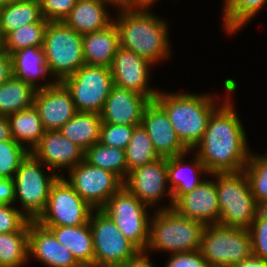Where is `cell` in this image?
<instances>
[{"instance_id":"cell-1","label":"cell","mask_w":267,"mask_h":267,"mask_svg":"<svg viewBox=\"0 0 267 267\" xmlns=\"http://www.w3.org/2000/svg\"><path fill=\"white\" fill-rule=\"evenodd\" d=\"M232 100L229 95L213 111L203 138L192 150L210 174L243 171L252 151Z\"/></svg>"},{"instance_id":"cell-2","label":"cell","mask_w":267,"mask_h":267,"mask_svg":"<svg viewBox=\"0 0 267 267\" xmlns=\"http://www.w3.org/2000/svg\"><path fill=\"white\" fill-rule=\"evenodd\" d=\"M223 84L226 95L222 101L217 93L207 92L197 94L159 90L156 95L154 100L165 110L178 138L189 151L203 138L213 111L238 89V83L233 78H225Z\"/></svg>"},{"instance_id":"cell-3","label":"cell","mask_w":267,"mask_h":267,"mask_svg":"<svg viewBox=\"0 0 267 267\" xmlns=\"http://www.w3.org/2000/svg\"><path fill=\"white\" fill-rule=\"evenodd\" d=\"M116 11L113 22L122 48L133 51L155 66L171 58L169 22L152 10L116 8Z\"/></svg>"},{"instance_id":"cell-4","label":"cell","mask_w":267,"mask_h":267,"mask_svg":"<svg viewBox=\"0 0 267 267\" xmlns=\"http://www.w3.org/2000/svg\"><path fill=\"white\" fill-rule=\"evenodd\" d=\"M147 254H176L200 249L205 225L180 215L174 208L152 211Z\"/></svg>"},{"instance_id":"cell-5","label":"cell","mask_w":267,"mask_h":267,"mask_svg":"<svg viewBox=\"0 0 267 267\" xmlns=\"http://www.w3.org/2000/svg\"><path fill=\"white\" fill-rule=\"evenodd\" d=\"M217 188L219 224L249 229L261 209L253 197L244 171L211 173Z\"/></svg>"},{"instance_id":"cell-6","label":"cell","mask_w":267,"mask_h":267,"mask_svg":"<svg viewBox=\"0 0 267 267\" xmlns=\"http://www.w3.org/2000/svg\"><path fill=\"white\" fill-rule=\"evenodd\" d=\"M58 177L54 171L29 153L13 177L15 184L14 205L19 203L20 207L16 206L21 212L30 221H36L45 210L50 188Z\"/></svg>"},{"instance_id":"cell-7","label":"cell","mask_w":267,"mask_h":267,"mask_svg":"<svg viewBox=\"0 0 267 267\" xmlns=\"http://www.w3.org/2000/svg\"><path fill=\"white\" fill-rule=\"evenodd\" d=\"M42 48L55 82H62L85 65L82 35L64 22H48Z\"/></svg>"},{"instance_id":"cell-8","label":"cell","mask_w":267,"mask_h":267,"mask_svg":"<svg viewBox=\"0 0 267 267\" xmlns=\"http://www.w3.org/2000/svg\"><path fill=\"white\" fill-rule=\"evenodd\" d=\"M199 251L208 267H232L253 254L250 232L220 224L206 225Z\"/></svg>"},{"instance_id":"cell-9","label":"cell","mask_w":267,"mask_h":267,"mask_svg":"<svg viewBox=\"0 0 267 267\" xmlns=\"http://www.w3.org/2000/svg\"><path fill=\"white\" fill-rule=\"evenodd\" d=\"M149 209L151 210L124 186L101 208L140 251H145L149 243Z\"/></svg>"},{"instance_id":"cell-10","label":"cell","mask_w":267,"mask_h":267,"mask_svg":"<svg viewBox=\"0 0 267 267\" xmlns=\"http://www.w3.org/2000/svg\"><path fill=\"white\" fill-rule=\"evenodd\" d=\"M89 224L93 236L94 267H122L140 252L101 209L91 212Z\"/></svg>"},{"instance_id":"cell-11","label":"cell","mask_w":267,"mask_h":267,"mask_svg":"<svg viewBox=\"0 0 267 267\" xmlns=\"http://www.w3.org/2000/svg\"><path fill=\"white\" fill-rule=\"evenodd\" d=\"M62 83L71 92L77 112L100 114L114 85L110 68L103 66H81Z\"/></svg>"},{"instance_id":"cell-12","label":"cell","mask_w":267,"mask_h":267,"mask_svg":"<svg viewBox=\"0 0 267 267\" xmlns=\"http://www.w3.org/2000/svg\"><path fill=\"white\" fill-rule=\"evenodd\" d=\"M94 210L63 176L52 184L45 210L36 220L42 226H78L89 222Z\"/></svg>"},{"instance_id":"cell-13","label":"cell","mask_w":267,"mask_h":267,"mask_svg":"<svg viewBox=\"0 0 267 267\" xmlns=\"http://www.w3.org/2000/svg\"><path fill=\"white\" fill-rule=\"evenodd\" d=\"M123 186L143 204L155 211L173 208L172 192L167 178V158L160 157L152 163L131 170ZM165 197L168 199L166 200L168 205L164 203Z\"/></svg>"},{"instance_id":"cell-14","label":"cell","mask_w":267,"mask_h":267,"mask_svg":"<svg viewBox=\"0 0 267 267\" xmlns=\"http://www.w3.org/2000/svg\"><path fill=\"white\" fill-rule=\"evenodd\" d=\"M66 175L63 176L66 181L94 209H101L123 187V181L117 175L85 160L71 168Z\"/></svg>"},{"instance_id":"cell-15","label":"cell","mask_w":267,"mask_h":267,"mask_svg":"<svg viewBox=\"0 0 267 267\" xmlns=\"http://www.w3.org/2000/svg\"><path fill=\"white\" fill-rule=\"evenodd\" d=\"M154 67L155 65L147 59L120 46L114 55L110 70L114 85L144 95L152 101L159 92V88H151L149 83Z\"/></svg>"},{"instance_id":"cell-16","label":"cell","mask_w":267,"mask_h":267,"mask_svg":"<svg viewBox=\"0 0 267 267\" xmlns=\"http://www.w3.org/2000/svg\"><path fill=\"white\" fill-rule=\"evenodd\" d=\"M30 153L58 176H64L65 172L84 160L85 151L59 130H48Z\"/></svg>"},{"instance_id":"cell-17","label":"cell","mask_w":267,"mask_h":267,"mask_svg":"<svg viewBox=\"0 0 267 267\" xmlns=\"http://www.w3.org/2000/svg\"><path fill=\"white\" fill-rule=\"evenodd\" d=\"M33 106L45 131L59 130L77 113L71 92L62 82L37 90Z\"/></svg>"},{"instance_id":"cell-18","label":"cell","mask_w":267,"mask_h":267,"mask_svg":"<svg viewBox=\"0 0 267 267\" xmlns=\"http://www.w3.org/2000/svg\"><path fill=\"white\" fill-rule=\"evenodd\" d=\"M173 208L180 215L199 221L205 226L219 224L220 209L213 177L207 176L194 190L183 194L174 203Z\"/></svg>"},{"instance_id":"cell-19","label":"cell","mask_w":267,"mask_h":267,"mask_svg":"<svg viewBox=\"0 0 267 267\" xmlns=\"http://www.w3.org/2000/svg\"><path fill=\"white\" fill-rule=\"evenodd\" d=\"M141 125L160 157L179 156L189 151L178 138L167 113L155 100L146 106Z\"/></svg>"},{"instance_id":"cell-20","label":"cell","mask_w":267,"mask_h":267,"mask_svg":"<svg viewBox=\"0 0 267 267\" xmlns=\"http://www.w3.org/2000/svg\"><path fill=\"white\" fill-rule=\"evenodd\" d=\"M28 254L30 260L34 258L46 267H82L72 252L37 221H29Z\"/></svg>"},{"instance_id":"cell-21","label":"cell","mask_w":267,"mask_h":267,"mask_svg":"<svg viewBox=\"0 0 267 267\" xmlns=\"http://www.w3.org/2000/svg\"><path fill=\"white\" fill-rule=\"evenodd\" d=\"M150 101L144 95L113 85L100 113L102 123L139 126Z\"/></svg>"},{"instance_id":"cell-22","label":"cell","mask_w":267,"mask_h":267,"mask_svg":"<svg viewBox=\"0 0 267 267\" xmlns=\"http://www.w3.org/2000/svg\"><path fill=\"white\" fill-rule=\"evenodd\" d=\"M191 153L193 156L190 155ZM189 155L192 160H185ZM207 176H210V173L192 151L167 158L168 186L172 192L173 204L183 194L194 190Z\"/></svg>"},{"instance_id":"cell-23","label":"cell","mask_w":267,"mask_h":267,"mask_svg":"<svg viewBox=\"0 0 267 267\" xmlns=\"http://www.w3.org/2000/svg\"><path fill=\"white\" fill-rule=\"evenodd\" d=\"M10 57L12 75L30 84L36 90L50 87L55 83L49 74L42 46H31L17 50L10 54Z\"/></svg>"},{"instance_id":"cell-24","label":"cell","mask_w":267,"mask_h":267,"mask_svg":"<svg viewBox=\"0 0 267 267\" xmlns=\"http://www.w3.org/2000/svg\"><path fill=\"white\" fill-rule=\"evenodd\" d=\"M116 6L109 0H77L75 7L63 21L80 35L97 32L113 23L110 8Z\"/></svg>"},{"instance_id":"cell-25","label":"cell","mask_w":267,"mask_h":267,"mask_svg":"<svg viewBox=\"0 0 267 267\" xmlns=\"http://www.w3.org/2000/svg\"><path fill=\"white\" fill-rule=\"evenodd\" d=\"M85 65L110 68L120 47L119 32L114 22L107 28L82 35Z\"/></svg>"},{"instance_id":"cell-26","label":"cell","mask_w":267,"mask_h":267,"mask_svg":"<svg viewBox=\"0 0 267 267\" xmlns=\"http://www.w3.org/2000/svg\"><path fill=\"white\" fill-rule=\"evenodd\" d=\"M70 250L82 267H94L93 236L89 222L78 226H44Z\"/></svg>"},{"instance_id":"cell-27","label":"cell","mask_w":267,"mask_h":267,"mask_svg":"<svg viewBox=\"0 0 267 267\" xmlns=\"http://www.w3.org/2000/svg\"><path fill=\"white\" fill-rule=\"evenodd\" d=\"M101 116L94 112H77L59 131L84 151L100 140Z\"/></svg>"},{"instance_id":"cell-28","label":"cell","mask_w":267,"mask_h":267,"mask_svg":"<svg viewBox=\"0 0 267 267\" xmlns=\"http://www.w3.org/2000/svg\"><path fill=\"white\" fill-rule=\"evenodd\" d=\"M222 3V27L228 36L241 32L267 6V0H223Z\"/></svg>"},{"instance_id":"cell-29","label":"cell","mask_w":267,"mask_h":267,"mask_svg":"<svg viewBox=\"0 0 267 267\" xmlns=\"http://www.w3.org/2000/svg\"><path fill=\"white\" fill-rule=\"evenodd\" d=\"M33 23H48L42 17L39 0H17L0 7V25L4 37L13 30Z\"/></svg>"},{"instance_id":"cell-30","label":"cell","mask_w":267,"mask_h":267,"mask_svg":"<svg viewBox=\"0 0 267 267\" xmlns=\"http://www.w3.org/2000/svg\"><path fill=\"white\" fill-rule=\"evenodd\" d=\"M8 119L12 138L31 152L45 132L37 110L32 106L9 115Z\"/></svg>"},{"instance_id":"cell-31","label":"cell","mask_w":267,"mask_h":267,"mask_svg":"<svg viewBox=\"0 0 267 267\" xmlns=\"http://www.w3.org/2000/svg\"><path fill=\"white\" fill-rule=\"evenodd\" d=\"M36 91L30 84L12 75L0 85V115L9 116L32 107Z\"/></svg>"},{"instance_id":"cell-32","label":"cell","mask_w":267,"mask_h":267,"mask_svg":"<svg viewBox=\"0 0 267 267\" xmlns=\"http://www.w3.org/2000/svg\"><path fill=\"white\" fill-rule=\"evenodd\" d=\"M84 160L93 166L114 173L123 182L127 177L126 154L123 149L98 142L85 150Z\"/></svg>"},{"instance_id":"cell-33","label":"cell","mask_w":267,"mask_h":267,"mask_svg":"<svg viewBox=\"0 0 267 267\" xmlns=\"http://www.w3.org/2000/svg\"><path fill=\"white\" fill-rule=\"evenodd\" d=\"M28 262V231L0 234V267H24Z\"/></svg>"},{"instance_id":"cell-34","label":"cell","mask_w":267,"mask_h":267,"mask_svg":"<svg viewBox=\"0 0 267 267\" xmlns=\"http://www.w3.org/2000/svg\"><path fill=\"white\" fill-rule=\"evenodd\" d=\"M125 154L127 175L131 170L152 163L160 158L154 149L149 135L142 125L134 128L130 142L125 148Z\"/></svg>"},{"instance_id":"cell-35","label":"cell","mask_w":267,"mask_h":267,"mask_svg":"<svg viewBox=\"0 0 267 267\" xmlns=\"http://www.w3.org/2000/svg\"><path fill=\"white\" fill-rule=\"evenodd\" d=\"M243 171L248 177L256 204L261 209H267V154L251 151Z\"/></svg>"},{"instance_id":"cell-36","label":"cell","mask_w":267,"mask_h":267,"mask_svg":"<svg viewBox=\"0 0 267 267\" xmlns=\"http://www.w3.org/2000/svg\"><path fill=\"white\" fill-rule=\"evenodd\" d=\"M48 23H33L9 32L4 37L2 50L9 55L31 46H43Z\"/></svg>"},{"instance_id":"cell-37","label":"cell","mask_w":267,"mask_h":267,"mask_svg":"<svg viewBox=\"0 0 267 267\" xmlns=\"http://www.w3.org/2000/svg\"><path fill=\"white\" fill-rule=\"evenodd\" d=\"M29 151L13 138L0 142V178L13 179Z\"/></svg>"},{"instance_id":"cell-38","label":"cell","mask_w":267,"mask_h":267,"mask_svg":"<svg viewBox=\"0 0 267 267\" xmlns=\"http://www.w3.org/2000/svg\"><path fill=\"white\" fill-rule=\"evenodd\" d=\"M135 127L132 125L102 123L99 142L103 145L125 150Z\"/></svg>"},{"instance_id":"cell-39","label":"cell","mask_w":267,"mask_h":267,"mask_svg":"<svg viewBox=\"0 0 267 267\" xmlns=\"http://www.w3.org/2000/svg\"><path fill=\"white\" fill-rule=\"evenodd\" d=\"M252 239V253L267 260V209H260L248 229Z\"/></svg>"},{"instance_id":"cell-40","label":"cell","mask_w":267,"mask_h":267,"mask_svg":"<svg viewBox=\"0 0 267 267\" xmlns=\"http://www.w3.org/2000/svg\"><path fill=\"white\" fill-rule=\"evenodd\" d=\"M29 221L16 205L0 204V234L28 231Z\"/></svg>"},{"instance_id":"cell-41","label":"cell","mask_w":267,"mask_h":267,"mask_svg":"<svg viewBox=\"0 0 267 267\" xmlns=\"http://www.w3.org/2000/svg\"><path fill=\"white\" fill-rule=\"evenodd\" d=\"M42 17L48 22H63L77 0H39Z\"/></svg>"},{"instance_id":"cell-42","label":"cell","mask_w":267,"mask_h":267,"mask_svg":"<svg viewBox=\"0 0 267 267\" xmlns=\"http://www.w3.org/2000/svg\"><path fill=\"white\" fill-rule=\"evenodd\" d=\"M168 256L164 267H208L199 250L171 255L168 254Z\"/></svg>"},{"instance_id":"cell-43","label":"cell","mask_w":267,"mask_h":267,"mask_svg":"<svg viewBox=\"0 0 267 267\" xmlns=\"http://www.w3.org/2000/svg\"><path fill=\"white\" fill-rule=\"evenodd\" d=\"M15 184L13 179L0 178V204L14 205Z\"/></svg>"},{"instance_id":"cell-44","label":"cell","mask_w":267,"mask_h":267,"mask_svg":"<svg viewBox=\"0 0 267 267\" xmlns=\"http://www.w3.org/2000/svg\"><path fill=\"white\" fill-rule=\"evenodd\" d=\"M158 1L160 0H123L117 8L151 10Z\"/></svg>"},{"instance_id":"cell-45","label":"cell","mask_w":267,"mask_h":267,"mask_svg":"<svg viewBox=\"0 0 267 267\" xmlns=\"http://www.w3.org/2000/svg\"><path fill=\"white\" fill-rule=\"evenodd\" d=\"M12 76L11 57L8 53L0 50V85Z\"/></svg>"},{"instance_id":"cell-46","label":"cell","mask_w":267,"mask_h":267,"mask_svg":"<svg viewBox=\"0 0 267 267\" xmlns=\"http://www.w3.org/2000/svg\"><path fill=\"white\" fill-rule=\"evenodd\" d=\"M145 251H140L134 258L130 259L122 267H156Z\"/></svg>"},{"instance_id":"cell-47","label":"cell","mask_w":267,"mask_h":267,"mask_svg":"<svg viewBox=\"0 0 267 267\" xmlns=\"http://www.w3.org/2000/svg\"><path fill=\"white\" fill-rule=\"evenodd\" d=\"M232 267H267V260L252 254Z\"/></svg>"},{"instance_id":"cell-48","label":"cell","mask_w":267,"mask_h":267,"mask_svg":"<svg viewBox=\"0 0 267 267\" xmlns=\"http://www.w3.org/2000/svg\"><path fill=\"white\" fill-rule=\"evenodd\" d=\"M11 139L12 136L8 116L0 115V142Z\"/></svg>"},{"instance_id":"cell-49","label":"cell","mask_w":267,"mask_h":267,"mask_svg":"<svg viewBox=\"0 0 267 267\" xmlns=\"http://www.w3.org/2000/svg\"><path fill=\"white\" fill-rule=\"evenodd\" d=\"M15 1H17V0H0V7L5 6V5H9Z\"/></svg>"},{"instance_id":"cell-50","label":"cell","mask_w":267,"mask_h":267,"mask_svg":"<svg viewBox=\"0 0 267 267\" xmlns=\"http://www.w3.org/2000/svg\"><path fill=\"white\" fill-rule=\"evenodd\" d=\"M3 43H4V35L2 33L1 25H0V50H2Z\"/></svg>"},{"instance_id":"cell-51","label":"cell","mask_w":267,"mask_h":267,"mask_svg":"<svg viewBox=\"0 0 267 267\" xmlns=\"http://www.w3.org/2000/svg\"><path fill=\"white\" fill-rule=\"evenodd\" d=\"M109 1H111L117 7L123 0H109Z\"/></svg>"},{"instance_id":"cell-52","label":"cell","mask_w":267,"mask_h":267,"mask_svg":"<svg viewBox=\"0 0 267 267\" xmlns=\"http://www.w3.org/2000/svg\"><path fill=\"white\" fill-rule=\"evenodd\" d=\"M97 267H110V266H97ZM111 267H116V266H111Z\"/></svg>"}]
</instances>
